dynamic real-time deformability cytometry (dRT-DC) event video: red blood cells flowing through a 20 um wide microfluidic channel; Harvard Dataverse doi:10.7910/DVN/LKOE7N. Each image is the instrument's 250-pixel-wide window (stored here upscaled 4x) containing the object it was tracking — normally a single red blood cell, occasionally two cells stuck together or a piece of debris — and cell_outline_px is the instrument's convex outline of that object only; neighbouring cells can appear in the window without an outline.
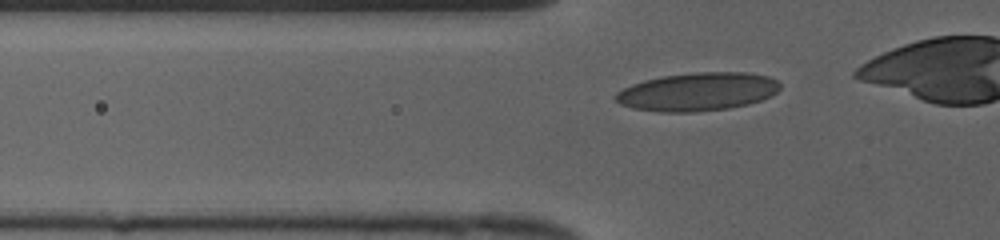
{"species": "human", "species_latin": "Homo sapiens", "temperature_condition": "cold", "stored_images_in_passage": 31, "camera_frame_rate_fps": 3000, "um_per_image_px": 0.085, "donor": {"sex": "female"}, "frame": {"image": 1, "passage_image": 6, "time_ms": 1.667, "image_size_px": [1000, 240], "cell_outline_px": [[780, 88], [772, 96], [748, 104], [728, 108], [696, 112], [660, 112], [632, 108], [620, 104], [612, 96], [616, 92], [632, 84], [644, 80], [664, 76], [696, 72], [748, 72], [768, 76], [776, 80], [780, 84]], "centroid_in_image_um": [59.28, 7.8], "position_along_channel_um": 66.5, "area_um2": 36.76}}
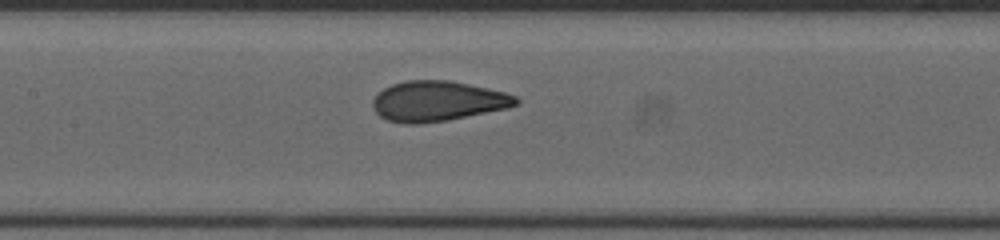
{"frame": {"image": 2, "passage_image": 14, "time_ms": 4.333, "image_size_px": [1000, 240], "cell_outline_px": [[520, 104], [508, 108], [448, 120], [420, 124], [404, 124], [388, 120], [380, 116], [372, 108], [372, 100], [376, 92], [392, 84], [408, 80], [448, 80], [488, 88], [504, 92], [516, 96], [520, 100]], "centroid_in_image_um": [37.18, 8.6], "position_along_channel_um": 170.2, "area_um2": 33.81}}
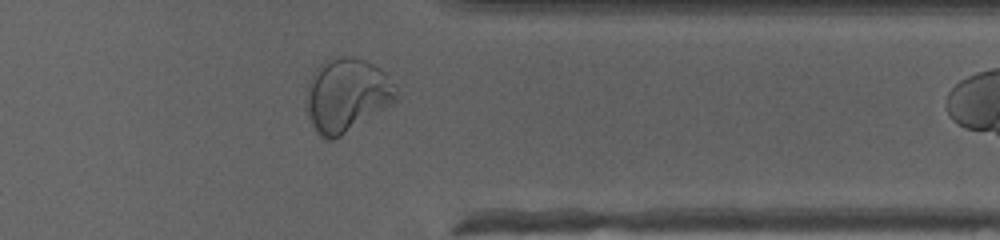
{"frame": {"image": 3, "passage_image": 30, "time_ms": 9.667, "image_size_px": [1000, 240], "cell_outline_px": [[400, 96], [396, 100], [340, 136], [332, 140], [328, 140], [320, 136], [316, 132], [304, 108], [304, 100], [308, 80], [312, 72], [324, 60], [340, 56], [352, 56], [364, 60], [380, 68], [396, 84]], "centroid_in_image_um": [29.42, 8.05], "position_along_channel_um": 382.0, "area_um2": 38.96}}